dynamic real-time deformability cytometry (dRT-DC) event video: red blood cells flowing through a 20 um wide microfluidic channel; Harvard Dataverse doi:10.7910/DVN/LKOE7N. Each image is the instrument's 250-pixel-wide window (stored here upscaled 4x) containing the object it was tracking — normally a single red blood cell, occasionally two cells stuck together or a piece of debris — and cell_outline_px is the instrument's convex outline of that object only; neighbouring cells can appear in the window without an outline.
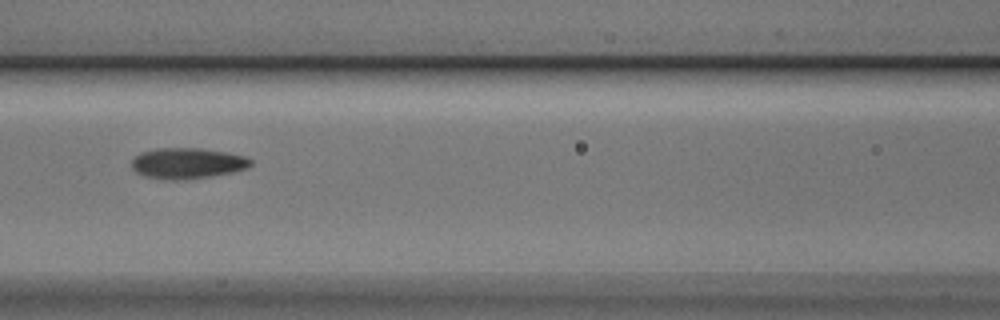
{"species": "Egyptian fruit bat (a non-hibernating species)", "species_latin": "Rousettus aegyptiacus", "temperature_condition": "cold", "stored_images_in_passage": 4, "camera_frame_rate_fps": 3000, "um_per_image_px": 0.085, "animal": {"sex": "male"}, "frame": {"image": 1, "passage_image": 3, "time_ms": 0.667, "image_size_px": [1000, 320], "cell_outline_px": [[252, 164], [248, 168], [232, 172], [208, 176], [176, 180], [172, 180], [148, 176], [136, 172], [132, 168], [132, 160], [140, 152], [156, 148], [200, 148], [224, 152], [244, 156], [252, 160]], "centroid_in_image_um": [15.92, 13.86], "position_along_channel_um": 150.7, "area_um2": 21.04}}
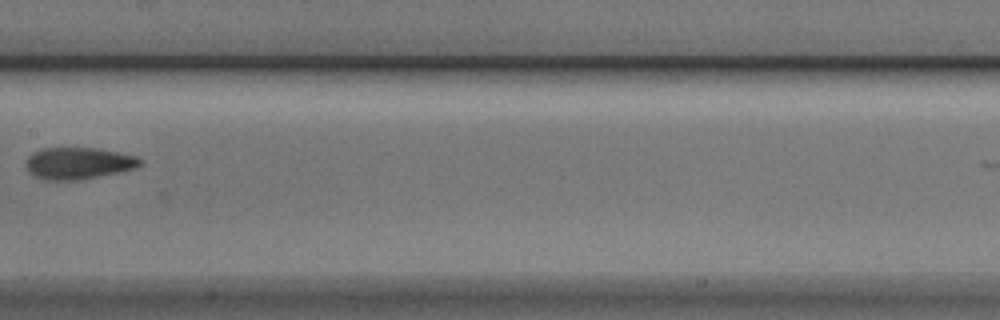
{"frame": {"image": 2, "passage_image": 4, "time_ms": 1.0, "image_size_px": [1000, 320], "cell_outline_px": [[144, 160], [136, 168], [80, 180], [44, 180], [28, 172], [28, 156], [32, 152], [40, 148], [96, 148], [136, 156]], "centroid_in_image_um": [6.66, 13.87], "position_along_channel_um": 200.7, "area_um2": 20.98}}